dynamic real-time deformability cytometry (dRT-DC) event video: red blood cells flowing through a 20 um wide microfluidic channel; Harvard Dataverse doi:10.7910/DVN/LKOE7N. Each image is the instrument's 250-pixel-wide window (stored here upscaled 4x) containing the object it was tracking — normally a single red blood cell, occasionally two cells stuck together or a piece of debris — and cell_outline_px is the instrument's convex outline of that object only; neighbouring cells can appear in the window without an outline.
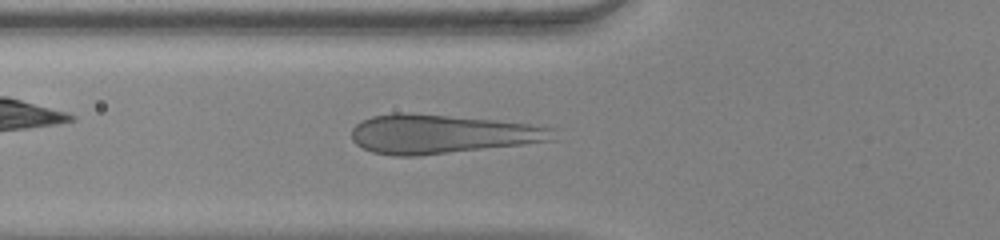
{"species": "human", "species_latin": "Homo sapiens", "temperature_condition": "warm", "stored_images_in_passage": 35, "camera_frame_rate_fps": 3000, "um_per_image_px": 0.085, "donor": {"sex": "female"}, "frame": {"image": 1, "passage_image": 2, "time_ms": 0.333, "image_size_px": [1000, 240], "cell_outline_px": [[556, 140], [524, 144], [420, 156], [392, 156], [372, 152], [356, 144], [352, 140], [352, 128], [356, 124], [372, 116], [396, 112], [400, 112], [496, 120], [528, 124], [552, 128]], "centroid_in_image_um": [37.51, 11.4], "position_along_channel_um": 88.3, "area_um2": 45.66}}
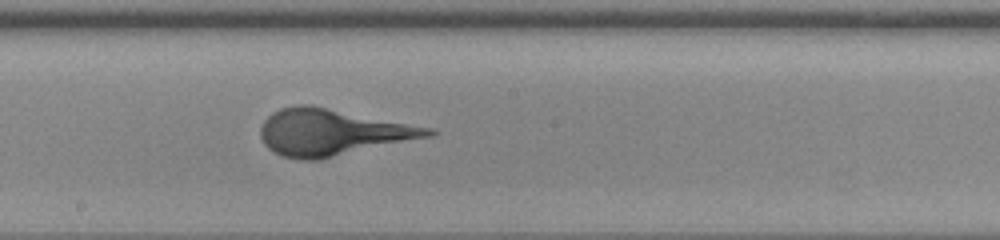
{"frame": {"image": 2, "passage_image": 12, "time_ms": 3.667, "image_size_px": [1000, 240], "cell_outline_px": [[436, 136], [316, 160], [300, 160], [280, 156], [268, 148], [264, 144], [260, 136], [260, 128], [264, 120], [272, 112], [280, 108], [296, 104], [308, 104], [432, 128], [436, 132]], "centroid_in_image_um": [28.23, 11.25], "position_along_channel_um": 220.0, "area_um2": 45.49}}
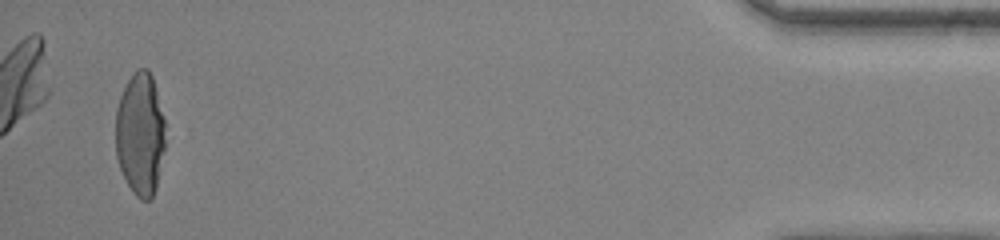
{"frame": {"image": 3, "passage_image": 33, "time_ms": 10.667, "image_size_px": [1000, 240], "cell_outline_px": [[164, 148], [156, 188], [152, 196], [148, 200], [140, 200], [132, 192], [120, 168], [116, 156], [116, 108], [120, 96], [128, 80], [136, 68], [148, 68], [152, 76], [164, 120]], "centroid_in_image_um": [11.9, 11.39], "position_along_channel_um": 423.3, "area_um2": 35.37}}